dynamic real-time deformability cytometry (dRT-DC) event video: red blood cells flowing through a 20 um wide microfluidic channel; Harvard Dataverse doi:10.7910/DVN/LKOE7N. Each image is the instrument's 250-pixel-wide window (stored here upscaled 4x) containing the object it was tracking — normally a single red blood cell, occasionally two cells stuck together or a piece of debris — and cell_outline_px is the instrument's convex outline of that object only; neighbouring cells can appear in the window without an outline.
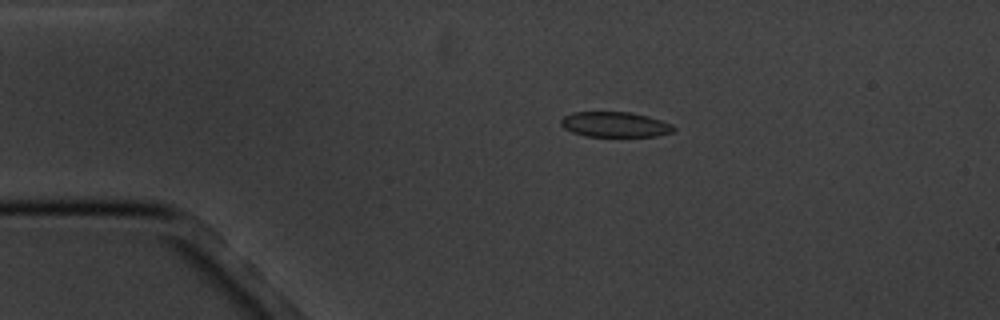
{"species": "common noctule bat (a hibernating species)", "species_latin": "Nyctalus noctula", "temperature_condition": "cold", "stored_images_in_passage": 17, "camera_frame_rate_fps": 3000, "um_per_image_px": 0.085, "animal": {"sex": "male", "body_mass_g": 20.1, "forearm_length_mm": 53.5}, "frame": {"image": 1, "passage_image": 4, "time_ms": 3.333, "image_size_px": [1000, 320], "cell_outline_px": [[676, 128], [672, 132], [656, 136], [584, 136], [572, 132], [564, 128], [560, 124], [560, 120], [564, 116], [572, 112], [632, 112], [648, 116], [672, 124]], "centroid_in_image_um": [52.25, 10.58], "position_along_channel_um": 32.7, "area_um2": 16.59}}
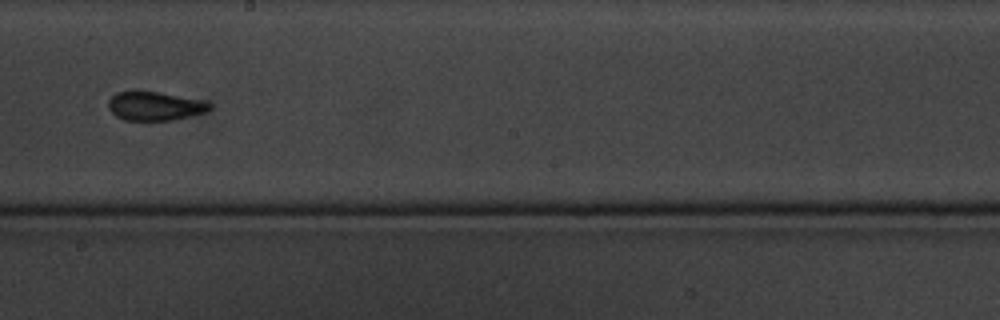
{"frame": {"image": 2, "passage_image": 10, "time_ms": 10.333, "image_size_px": [1000, 320], "cell_outline_px": [[212, 108], [208, 112], [172, 120], [124, 120], [116, 116], [108, 108], [108, 100], [116, 92], [136, 88], [160, 92], [200, 100], [212, 104]], "centroid_in_image_um": [13.12, 8.98], "position_along_channel_um": 235.1, "area_um2": 17.51}}
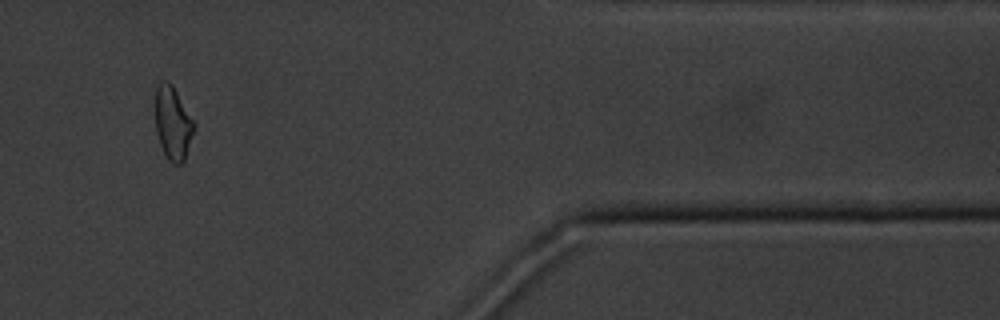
{"frame": {"image": 3, "passage_image": 15, "time_ms": 16.0, "image_size_px": [1000, 320], "cell_outline_px": [[196, 124], [184, 160], [180, 164], [172, 164], [164, 156], [156, 132], [156, 84], [164, 80], [168, 80], [172, 84]], "centroid_in_image_um": [14.69, 10.47], "position_along_channel_um": 396.7, "area_um2": 16.59}, "authors_computed_cell_mechanics": {"area_um2": 16.7042, "velocity_mm_per_s": 3.4493, "shape_relaxation_time_tau1_ms": 7.934, "shape_relaxation_time_tau2_ms": 4.9648, "deformation_change_tau1": 0.1345, "deformation_change_tau2": 0.1118}}